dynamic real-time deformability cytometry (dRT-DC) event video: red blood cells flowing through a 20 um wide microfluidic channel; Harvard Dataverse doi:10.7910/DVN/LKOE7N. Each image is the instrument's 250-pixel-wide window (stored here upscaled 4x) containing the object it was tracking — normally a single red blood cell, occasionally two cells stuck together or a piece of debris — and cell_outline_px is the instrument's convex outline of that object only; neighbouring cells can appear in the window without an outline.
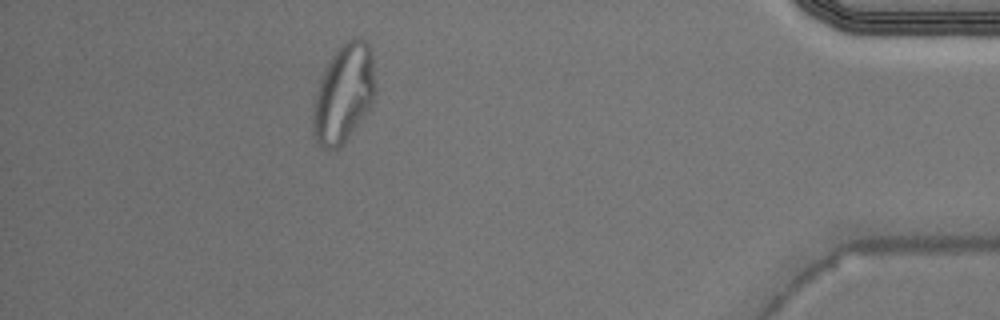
{"species": "Egyptian fruit bat (a non-hibernating species)", "species_latin": "Rousettus aegyptiacus", "temperature_condition": "warm", "stored_images_in_passage": 29, "camera_frame_rate_fps": 3000, "um_per_image_px": 0.085, "animal": {"sex": "male"}, "frame": {"image": 1, "passage_image": 25, "time_ms": 8.0, "image_size_px": [1000, 320], "cell_outline_px": [[376, 84], [372, 104], [340, 148], [328, 152], [316, 140], [312, 116], [316, 92], [320, 80], [332, 56], [340, 44], [344, 40], [352, 36], [360, 36], [368, 44], [372, 52]], "centroid_in_image_um": [29.24, 7.91], "position_along_channel_um": 406.0, "area_um2": 35.78}}